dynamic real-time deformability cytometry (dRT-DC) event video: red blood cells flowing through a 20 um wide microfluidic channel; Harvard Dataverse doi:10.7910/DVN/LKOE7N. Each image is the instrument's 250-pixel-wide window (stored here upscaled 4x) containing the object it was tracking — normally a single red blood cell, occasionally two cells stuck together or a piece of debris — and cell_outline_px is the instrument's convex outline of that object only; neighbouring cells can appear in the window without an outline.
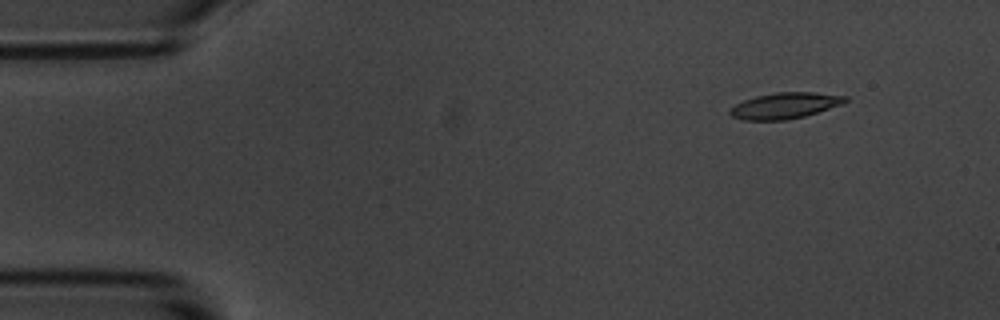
{"species": "common noctule bat (a hibernating species)", "species_latin": "Nyctalus noctula", "temperature_condition": "room temperature", "stored_images_in_passage": 6, "camera_frame_rate_fps": 3000, "um_per_image_px": 0.085, "animal": {"sex": "male", "body_mass_g": 20.1, "forearm_length_mm": 53.5}, "frame": {"image": 1, "passage_image": 2, "time_ms": 1.0, "image_size_px": [1000, 320], "cell_outline_px": [[848, 100], [844, 104], [804, 116], [784, 120], [744, 120], [732, 116], [728, 112], [728, 108], [744, 100], [756, 96], [776, 92], [812, 92], [848, 96]], "centroid_in_image_um": [66.72, 8.97], "position_along_channel_um": 18.3, "area_um2": 17.51}}
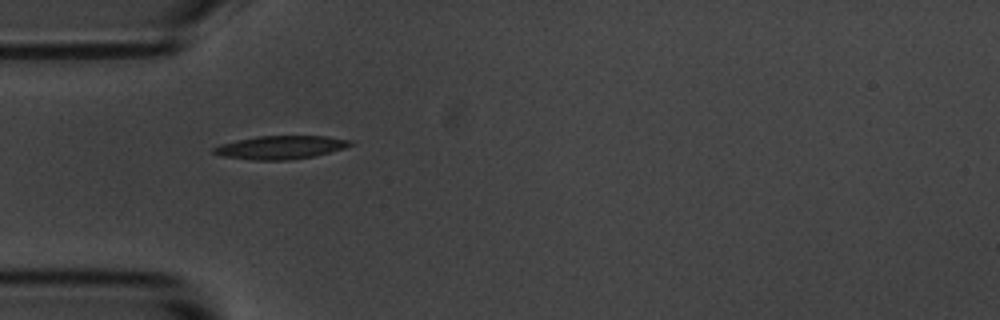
{"frame": {"image": 2, "passage_image": 5, "time_ms": 4.667, "image_size_px": [1000, 320], "cell_outline_px": [[356, 144], [344, 148], [312, 156], [284, 160], [252, 160], [224, 156], [212, 152], [212, 148], [220, 144], [236, 140], [256, 136], [328, 136], [352, 140]], "centroid_in_image_um": [23.86, 12.51], "position_along_channel_um": 61.1, "area_um2": 18.5}}